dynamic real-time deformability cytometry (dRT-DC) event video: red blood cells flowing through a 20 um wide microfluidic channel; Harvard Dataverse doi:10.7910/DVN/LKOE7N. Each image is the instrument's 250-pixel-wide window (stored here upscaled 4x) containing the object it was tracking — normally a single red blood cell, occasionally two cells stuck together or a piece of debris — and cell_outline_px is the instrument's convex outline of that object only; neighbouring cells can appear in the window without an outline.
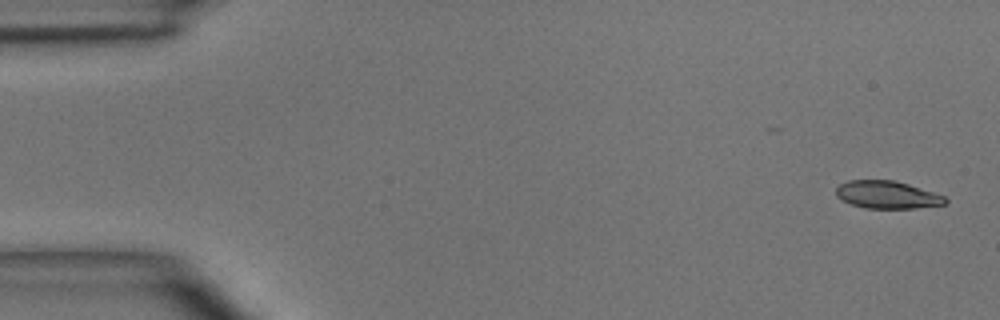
{"species": "common noctule bat (a hibernating species)", "species_latin": "Nyctalus noctula", "temperature_condition": "room temperature", "stored_images_in_passage": 4, "camera_frame_rate_fps": 3000, "um_per_image_px": 0.085, "animal": {"sex": "male", "body_mass_g": 15.6}, "frame": {"image": 1, "passage_image": 1, "time_ms": 0.0, "image_size_px": [1000, 320], "cell_outline_px": [[948, 204], [916, 208], [864, 208], [840, 200], [836, 196], [836, 188], [840, 184], [848, 180], [892, 180], [908, 184], [944, 196], [948, 200]], "centroid_in_image_um": [75.39, 16.56], "position_along_channel_um": 9.6, "area_um2": 17.57}}
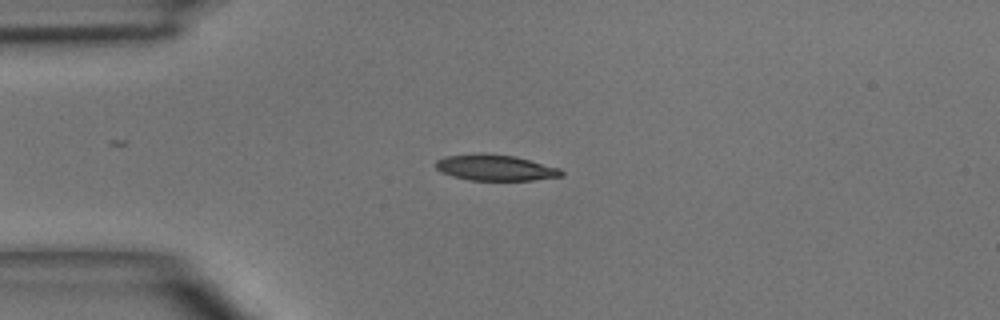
{"frame": {"image": 2, "passage_image": 3, "time_ms": 3.333, "image_size_px": [1000, 320], "cell_outline_px": [[564, 176], [532, 180], [472, 180], [452, 176], [440, 172], [436, 168], [436, 160], [444, 156], [484, 152], [516, 156], [560, 168], [564, 172]], "centroid_in_image_um": [42.1, 14.24], "position_along_channel_um": 42.9, "area_um2": 19.25}}